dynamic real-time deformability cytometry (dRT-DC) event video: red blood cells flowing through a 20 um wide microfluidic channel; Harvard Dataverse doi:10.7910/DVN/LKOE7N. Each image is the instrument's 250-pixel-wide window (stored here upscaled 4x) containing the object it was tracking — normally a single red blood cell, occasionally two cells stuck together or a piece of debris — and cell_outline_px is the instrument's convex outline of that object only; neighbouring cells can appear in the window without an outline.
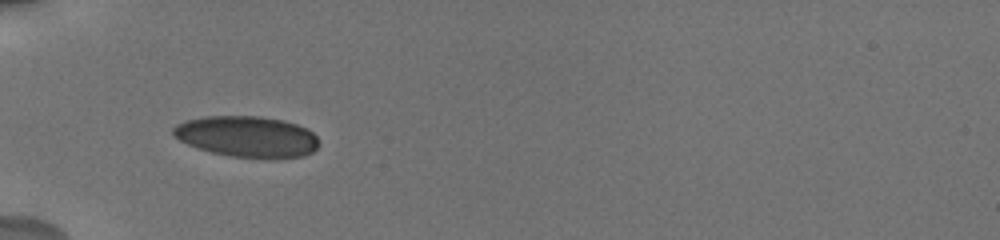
{"species": "human", "species_latin": "Homo sapiens", "temperature_condition": "cold", "stored_images_in_passage": 25, "camera_frame_rate_fps": 3000, "um_per_image_px": 0.085, "donor": {"sex": "male"}, "frame": {"image": 1, "passage_image": 1, "time_ms": 0.0, "image_size_px": [1000, 240], "cell_outline_px": [[316, 148], [312, 152], [304, 156], [228, 156], [212, 152], [188, 144], [172, 136], [172, 128], [176, 124], [184, 120], [204, 116], [260, 116], [284, 120], [308, 128], [316, 136]], "centroid_in_image_um": [20.94, 11.56], "position_along_channel_um": 64.1, "area_um2": 34.28}}
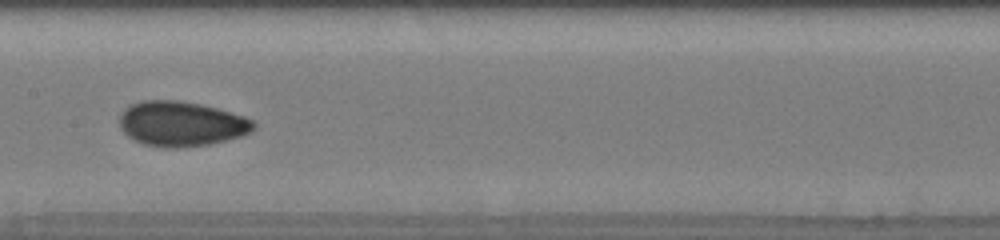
{"frame": {"image": 2, "passage_image": 15, "time_ms": 3.667, "image_size_px": [1000, 240], "cell_outline_px": [[256, 124], [252, 132], [240, 136], [208, 144], [176, 148], [164, 148], [144, 144], [128, 136], [120, 128], [120, 112], [128, 104], [144, 100], [176, 100], [200, 104], [216, 108], [244, 116], [252, 120]], "centroid_in_image_um": [15.38, 10.51], "position_along_channel_um": 192.0, "area_um2": 35.08}}
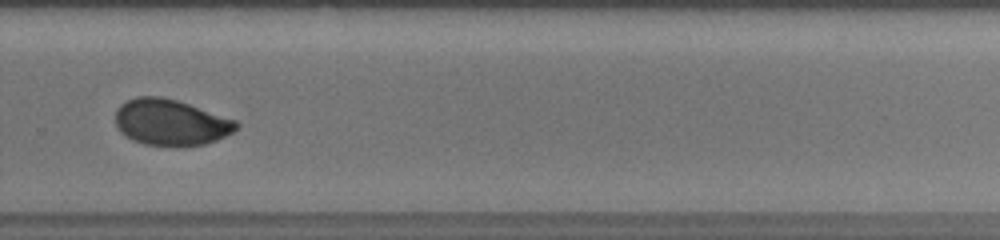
{"frame": {"image": 3, "passage_image": 24, "time_ms": 7.0, "image_size_px": [1000, 240], "cell_outline_px": [[240, 124], [232, 132], [216, 140], [204, 144], [144, 144], [132, 140], [120, 132], [116, 124], [116, 108], [120, 104], [136, 96], [160, 96], [176, 100], [236, 120]], "centroid_in_image_um": [14.47, 10.37], "position_along_channel_um": 315.3, "area_um2": 31.85}}